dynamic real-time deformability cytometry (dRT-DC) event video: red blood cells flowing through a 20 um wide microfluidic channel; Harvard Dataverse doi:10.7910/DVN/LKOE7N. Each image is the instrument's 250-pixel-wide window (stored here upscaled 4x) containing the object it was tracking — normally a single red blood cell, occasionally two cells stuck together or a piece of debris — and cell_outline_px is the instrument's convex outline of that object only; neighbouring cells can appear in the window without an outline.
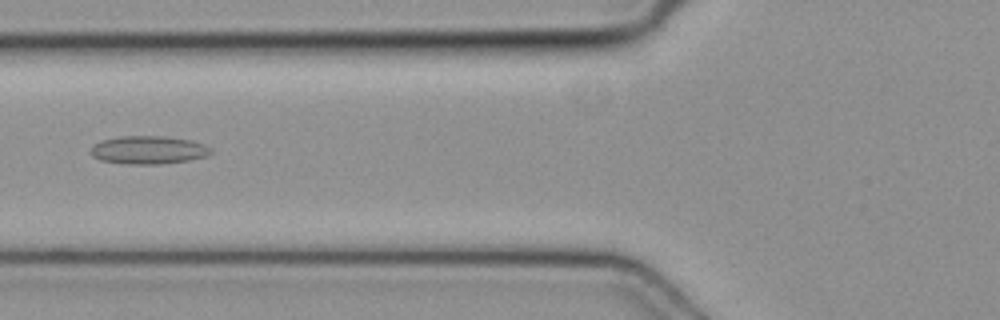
{"species": "common noctule bat (a hibernating species)", "species_latin": "Nyctalus noctula", "temperature_condition": "cold", "stored_images_in_passage": 50, "camera_frame_rate_fps": 3000, "um_per_image_px": 0.085, "animal": {"sex": "female", "body_mass_g": 19.3, "forearm_length_mm": 54.1}, "frame": {"image": 1, "passage_image": 20, "time_ms": 6.333, "image_size_px": [1000, 320], "cell_outline_px": [[212, 152], [208, 156], [188, 160], [160, 164], [128, 164], [100, 160], [92, 156], [92, 148], [100, 140], [120, 136], [164, 136], [192, 140], [204, 144], [212, 148]], "centroid_in_image_um": [12.65, 12.74], "position_along_channel_um": 113.1, "area_um2": 19.71}}
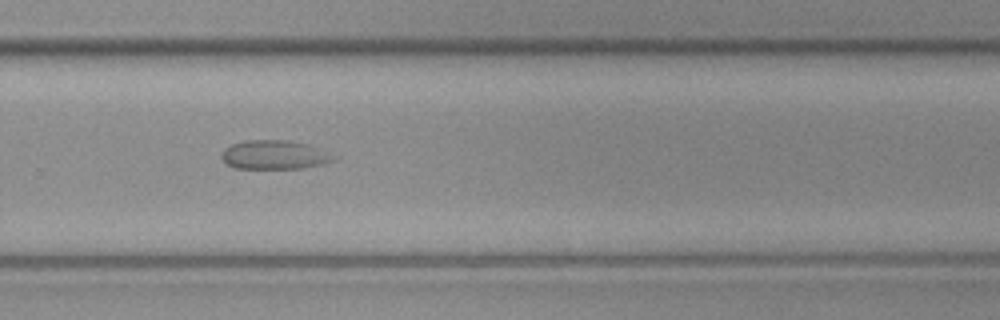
{"frame": {"image": 2, "passage_image": 34, "time_ms": 11.0, "image_size_px": [1000, 320], "cell_outline_px": [[332, 160], [324, 164], [304, 168], [236, 168], [228, 164], [220, 156], [224, 148], [232, 144], [244, 140], [284, 140], [308, 144]], "centroid_in_image_um": [23.16, 13.16], "position_along_channel_um": 306.6, "area_um2": 18.15}}
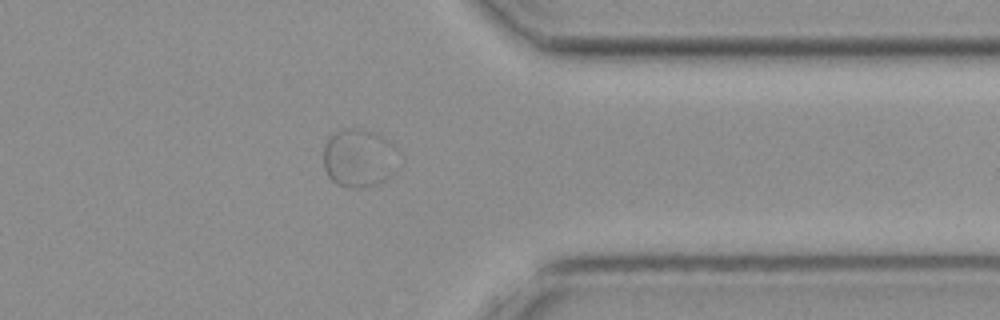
{"frame": {"image": 3, "passage_image": 40, "time_ms": 13.0, "image_size_px": [1000, 320], "cell_outline_px": [[400, 152], [396, 172], [392, 176], [384, 180], [372, 184], [352, 188], [336, 184], [328, 176], [324, 168], [324, 144], [328, 136], [344, 128], [364, 128], [376, 132], [384, 136], [396, 144], [400, 148]], "centroid_in_image_um": [30.58, 13.38], "position_along_channel_um": 380.8, "area_um2": 26.36}}